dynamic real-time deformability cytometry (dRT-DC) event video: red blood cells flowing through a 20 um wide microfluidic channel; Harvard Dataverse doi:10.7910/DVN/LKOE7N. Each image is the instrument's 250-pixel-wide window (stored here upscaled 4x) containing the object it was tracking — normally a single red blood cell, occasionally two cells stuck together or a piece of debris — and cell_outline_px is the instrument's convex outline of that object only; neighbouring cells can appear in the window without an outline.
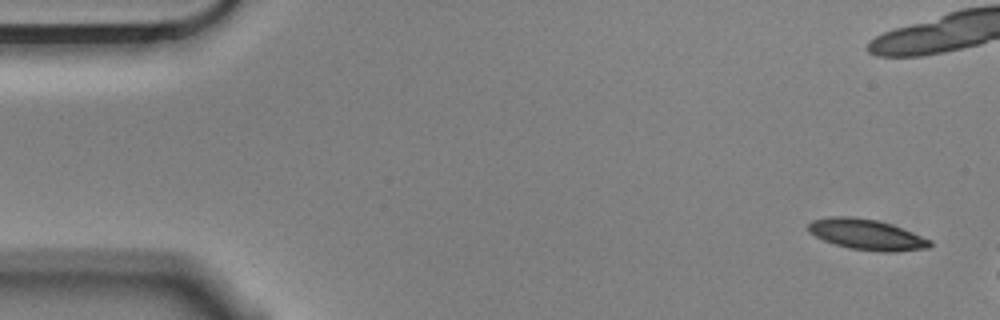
{"species": "Egyptian fruit bat (a non-hibernating species)", "species_latin": "Rousettus aegyptiacus", "temperature_condition": "cold", "stored_images_in_passage": 3, "camera_frame_rate_fps": 3000, "um_per_image_px": 0.085, "animal": {"sex": "male"}, "frame": {"image": 1, "passage_image": 1, "time_ms": 0.0, "image_size_px": [1000, 320], "cell_outline_px": [[932, 244], [928, 248], [896, 252], [880, 252], [848, 248], [824, 240], [808, 232], [808, 224], [812, 220], [832, 216], [852, 216], [876, 220], [892, 224], [932, 240]], "centroid_in_image_um": [73.68, 19.93], "position_along_channel_um": 11.3, "area_um2": 21.79}}